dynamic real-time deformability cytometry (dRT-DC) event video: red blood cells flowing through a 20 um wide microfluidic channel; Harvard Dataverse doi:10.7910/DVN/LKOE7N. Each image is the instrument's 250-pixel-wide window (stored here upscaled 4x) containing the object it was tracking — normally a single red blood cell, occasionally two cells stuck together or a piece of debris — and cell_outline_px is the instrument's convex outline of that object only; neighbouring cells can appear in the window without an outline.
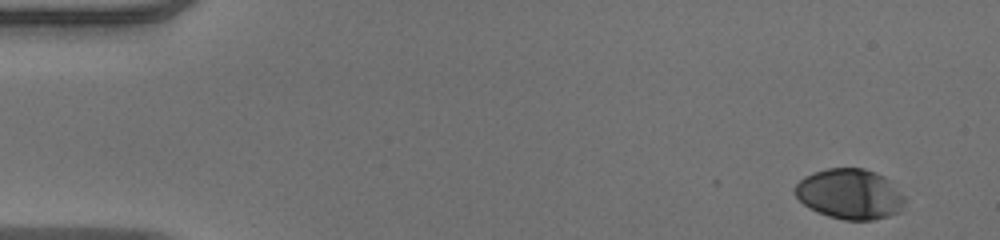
{"species": "human", "species_latin": "Homo sapiens", "temperature_condition": "warm", "stored_images_in_passage": 50, "camera_frame_rate_fps": 3000, "um_per_image_px": 0.085, "donor": {"sex": "male"}, "frame": {"image": 1, "passage_image": 1, "time_ms": 0.0, "image_size_px": [1000, 240], "cell_outline_px": [[908, 200], [900, 212], [888, 216], [872, 220], [844, 220], [828, 216], [816, 212], [808, 208], [796, 196], [796, 184], [804, 176], [812, 172], [828, 168], [864, 168], [876, 172], [884, 176]], "centroid_in_image_um": [72.25, 16.5], "position_along_channel_um": 12.7, "area_um2": 32.37}}
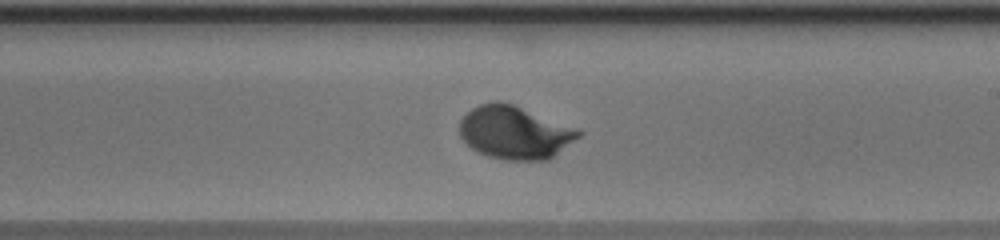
{"frame": {"image": 2, "passage_image": 29, "time_ms": 9.333, "image_size_px": [1000, 240], "cell_outline_px": [[584, 132], [580, 136], [548, 160], [504, 160], [488, 156], [472, 148], [460, 136], [460, 120], [472, 108], [480, 104], [496, 100], [500, 100], [512, 104], [580, 128]], "centroid_in_image_um": [43.79, 11.25], "position_along_channel_um": 245.2, "area_um2": 36.82}}
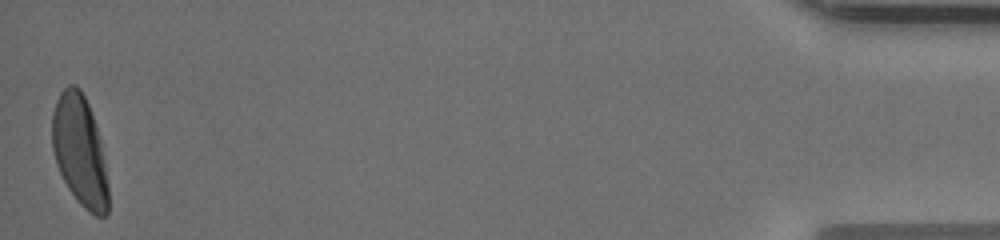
{"frame": {"image": 3, "passage_image": 50, "time_ms": 16.333, "image_size_px": [1000, 240], "cell_outline_px": [[108, 212], [104, 216], [96, 216], [88, 212], [76, 200], [68, 188], [56, 164], [52, 148], [52, 112], [56, 100], [60, 92], [68, 84], [76, 84], [80, 88], [88, 104], [100, 140], [108, 184]], "centroid_in_image_um": [6.76, 12.82], "position_along_channel_um": 428.4, "area_um2": 36.13}, "authors_computed_cell_mechanics": {"area_um2": 35.2002, "velocity_mm_per_s": 3.9186, "shape_relaxation_time_tau1_ms": 2.8297, "shape_relaxation_time_tau2_ms": null, "deformation_change_tau1": 0.183, "deformation_change_tau2": null}}